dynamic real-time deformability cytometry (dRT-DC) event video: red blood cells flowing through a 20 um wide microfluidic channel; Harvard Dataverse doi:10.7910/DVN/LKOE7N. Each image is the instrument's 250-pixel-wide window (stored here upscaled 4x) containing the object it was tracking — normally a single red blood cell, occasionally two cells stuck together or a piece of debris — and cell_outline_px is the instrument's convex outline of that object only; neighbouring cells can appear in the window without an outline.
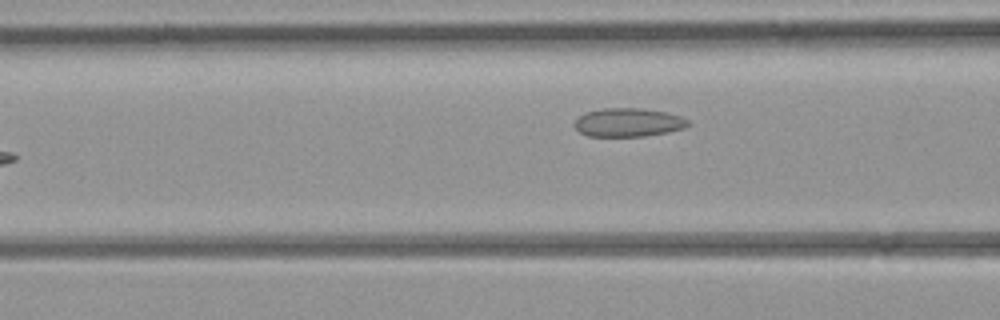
{"species": "common noctule bat (a hibernating species)", "species_latin": "Nyctalus noctula", "temperature_condition": "room temperature", "stored_images_in_passage": 7, "camera_frame_rate_fps": 3000, "um_per_image_px": 0.085, "animal": {"sex": "female", "body_mass_g": 21.9}, "frame": {"image": 1, "passage_image": 5, "time_ms": 5.667, "image_size_px": [1000, 320], "cell_outline_px": [[692, 124], [684, 128], [668, 132], [644, 136], [588, 136], [580, 132], [576, 128], [576, 120], [584, 112], [600, 108], [644, 108], [668, 112], [680, 116], [688, 120]], "centroid_in_image_um": [53.44, 10.39], "position_along_channel_um": 113.2, "area_um2": 19.02}}
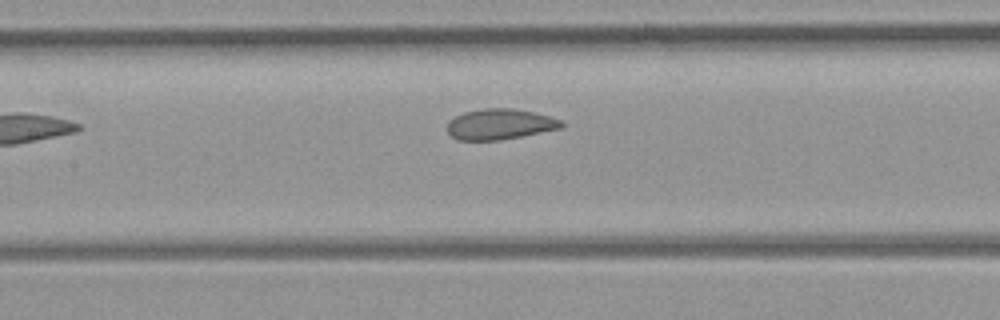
{"frame": {"image": 2, "passage_image": 7, "time_ms": 7.667, "image_size_px": [1000, 320], "cell_outline_px": [[564, 128], [500, 140], [456, 140], [448, 132], [448, 120], [464, 112], [484, 108], [512, 108], [536, 112], [564, 120]], "centroid_in_image_um": [42.54, 10.55], "position_along_channel_um": 164.9, "area_um2": 20.63}}